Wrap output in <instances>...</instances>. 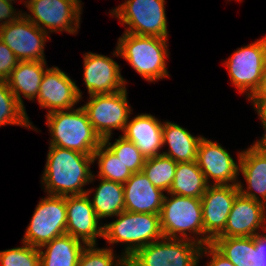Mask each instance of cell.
<instances>
[{
    "mask_svg": "<svg viewBox=\"0 0 266 266\" xmlns=\"http://www.w3.org/2000/svg\"><path fill=\"white\" fill-rule=\"evenodd\" d=\"M93 155L50 146L42 177L48 195L69 196L87 193L83 186L95 178L90 171Z\"/></svg>",
    "mask_w": 266,
    "mask_h": 266,
    "instance_id": "cell-1",
    "label": "cell"
},
{
    "mask_svg": "<svg viewBox=\"0 0 266 266\" xmlns=\"http://www.w3.org/2000/svg\"><path fill=\"white\" fill-rule=\"evenodd\" d=\"M47 126L52 139L50 146L62 147L93 155L103 140L94 130L82 107L47 113Z\"/></svg>",
    "mask_w": 266,
    "mask_h": 266,
    "instance_id": "cell-2",
    "label": "cell"
},
{
    "mask_svg": "<svg viewBox=\"0 0 266 266\" xmlns=\"http://www.w3.org/2000/svg\"><path fill=\"white\" fill-rule=\"evenodd\" d=\"M118 40L113 55L123 57L144 79L153 82L169 76L166 38L124 32Z\"/></svg>",
    "mask_w": 266,
    "mask_h": 266,
    "instance_id": "cell-3",
    "label": "cell"
},
{
    "mask_svg": "<svg viewBox=\"0 0 266 266\" xmlns=\"http://www.w3.org/2000/svg\"><path fill=\"white\" fill-rule=\"evenodd\" d=\"M118 219L103 226V238L109 244H128L122 257L130 258L141 247L164 238L159 214L123 211Z\"/></svg>",
    "mask_w": 266,
    "mask_h": 266,
    "instance_id": "cell-4",
    "label": "cell"
},
{
    "mask_svg": "<svg viewBox=\"0 0 266 266\" xmlns=\"http://www.w3.org/2000/svg\"><path fill=\"white\" fill-rule=\"evenodd\" d=\"M169 195H171V199L164 196L160 213L164 238L189 240L191 237H188L186 232L189 231L199 236L203 234L204 237L196 239L200 245L211 243L212 241L204 233L201 199Z\"/></svg>",
    "mask_w": 266,
    "mask_h": 266,
    "instance_id": "cell-5",
    "label": "cell"
},
{
    "mask_svg": "<svg viewBox=\"0 0 266 266\" xmlns=\"http://www.w3.org/2000/svg\"><path fill=\"white\" fill-rule=\"evenodd\" d=\"M232 83L252 100L260 91L266 68V36L236 50L225 62Z\"/></svg>",
    "mask_w": 266,
    "mask_h": 266,
    "instance_id": "cell-6",
    "label": "cell"
},
{
    "mask_svg": "<svg viewBox=\"0 0 266 266\" xmlns=\"http://www.w3.org/2000/svg\"><path fill=\"white\" fill-rule=\"evenodd\" d=\"M165 0H127L111 12L129 27L125 33L168 39Z\"/></svg>",
    "mask_w": 266,
    "mask_h": 266,
    "instance_id": "cell-7",
    "label": "cell"
},
{
    "mask_svg": "<svg viewBox=\"0 0 266 266\" xmlns=\"http://www.w3.org/2000/svg\"><path fill=\"white\" fill-rule=\"evenodd\" d=\"M192 240L162 238L141 247L130 259L136 266H197L202 245Z\"/></svg>",
    "mask_w": 266,
    "mask_h": 266,
    "instance_id": "cell-8",
    "label": "cell"
},
{
    "mask_svg": "<svg viewBox=\"0 0 266 266\" xmlns=\"http://www.w3.org/2000/svg\"><path fill=\"white\" fill-rule=\"evenodd\" d=\"M65 196L48 195L38 203L22 242L40 248L66 234Z\"/></svg>",
    "mask_w": 266,
    "mask_h": 266,
    "instance_id": "cell-9",
    "label": "cell"
},
{
    "mask_svg": "<svg viewBox=\"0 0 266 266\" xmlns=\"http://www.w3.org/2000/svg\"><path fill=\"white\" fill-rule=\"evenodd\" d=\"M89 98L82 108L102 140L111 137L113 129L124 132L131 113L126 88L115 93L90 95Z\"/></svg>",
    "mask_w": 266,
    "mask_h": 266,
    "instance_id": "cell-10",
    "label": "cell"
},
{
    "mask_svg": "<svg viewBox=\"0 0 266 266\" xmlns=\"http://www.w3.org/2000/svg\"><path fill=\"white\" fill-rule=\"evenodd\" d=\"M33 15H23L43 31H66L74 34L80 23V0H34L26 4ZM44 25V27L42 26Z\"/></svg>",
    "mask_w": 266,
    "mask_h": 266,
    "instance_id": "cell-11",
    "label": "cell"
},
{
    "mask_svg": "<svg viewBox=\"0 0 266 266\" xmlns=\"http://www.w3.org/2000/svg\"><path fill=\"white\" fill-rule=\"evenodd\" d=\"M48 33L37 27L24 15L0 27V40L19 61H45L44 44Z\"/></svg>",
    "mask_w": 266,
    "mask_h": 266,
    "instance_id": "cell-12",
    "label": "cell"
},
{
    "mask_svg": "<svg viewBox=\"0 0 266 266\" xmlns=\"http://www.w3.org/2000/svg\"><path fill=\"white\" fill-rule=\"evenodd\" d=\"M238 194V185H209L201 197L204 233L211 241L224 231Z\"/></svg>",
    "mask_w": 266,
    "mask_h": 266,
    "instance_id": "cell-13",
    "label": "cell"
},
{
    "mask_svg": "<svg viewBox=\"0 0 266 266\" xmlns=\"http://www.w3.org/2000/svg\"><path fill=\"white\" fill-rule=\"evenodd\" d=\"M89 193L65 196L67 224L66 234L82 241L84 245H96V238L103 237V226L94 212Z\"/></svg>",
    "mask_w": 266,
    "mask_h": 266,
    "instance_id": "cell-14",
    "label": "cell"
},
{
    "mask_svg": "<svg viewBox=\"0 0 266 266\" xmlns=\"http://www.w3.org/2000/svg\"><path fill=\"white\" fill-rule=\"evenodd\" d=\"M82 93L74 81L58 67L46 68L39 87L38 103L48 108V113L73 109L80 102Z\"/></svg>",
    "mask_w": 266,
    "mask_h": 266,
    "instance_id": "cell-15",
    "label": "cell"
},
{
    "mask_svg": "<svg viewBox=\"0 0 266 266\" xmlns=\"http://www.w3.org/2000/svg\"><path fill=\"white\" fill-rule=\"evenodd\" d=\"M196 162L206 181L213 179V185H238L236 181L239 165L219 143L202 138L198 145Z\"/></svg>",
    "mask_w": 266,
    "mask_h": 266,
    "instance_id": "cell-16",
    "label": "cell"
},
{
    "mask_svg": "<svg viewBox=\"0 0 266 266\" xmlns=\"http://www.w3.org/2000/svg\"><path fill=\"white\" fill-rule=\"evenodd\" d=\"M84 82L89 95L115 93L126 88L119 65L108 56L91 52L84 56Z\"/></svg>",
    "mask_w": 266,
    "mask_h": 266,
    "instance_id": "cell-17",
    "label": "cell"
},
{
    "mask_svg": "<svg viewBox=\"0 0 266 266\" xmlns=\"http://www.w3.org/2000/svg\"><path fill=\"white\" fill-rule=\"evenodd\" d=\"M265 205L262 202L242 196H236L224 231L218 237H251L258 234L257 229L263 227L266 232Z\"/></svg>",
    "mask_w": 266,
    "mask_h": 266,
    "instance_id": "cell-18",
    "label": "cell"
},
{
    "mask_svg": "<svg viewBox=\"0 0 266 266\" xmlns=\"http://www.w3.org/2000/svg\"><path fill=\"white\" fill-rule=\"evenodd\" d=\"M239 171L244 175L247 189L238 183L239 193L247 198L266 204V143L255 142L238 154ZM254 190L255 192H252ZM258 193V194H256ZM258 195V196H257ZM263 199V200H261Z\"/></svg>",
    "mask_w": 266,
    "mask_h": 266,
    "instance_id": "cell-19",
    "label": "cell"
},
{
    "mask_svg": "<svg viewBox=\"0 0 266 266\" xmlns=\"http://www.w3.org/2000/svg\"><path fill=\"white\" fill-rule=\"evenodd\" d=\"M123 188L125 211L160 215L164 191L156 188L142 171L133 173Z\"/></svg>",
    "mask_w": 266,
    "mask_h": 266,
    "instance_id": "cell-20",
    "label": "cell"
},
{
    "mask_svg": "<svg viewBox=\"0 0 266 266\" xmlns=\"http://www.w3.org/2000/svg\"><path fill=\"white\" fill-rule=\"evenodd\" d=\"M163 124L150 114H140L126 124L123 135L132 141L146 157L161 155L163 145Z\"/></svg>",
    "mask_w": 266,
    "mask_h": 266,
    "instance_id": "cell-21",
    "label": "cell"
},
{
    "mask_svg": "<svg viewBox=\"0 0 266 266\" xmlns=\"http://www.w3.org/2000/svg\"><path fill=\"white\" fill-rule=\"evenodd\" d=\"M46 61H19L6 80L18 102L24 107L21 93L29 100L37 98Z\"/></svg>",
    "mask_w": 266,
    "mask_h": 266,
    "instance_id": "cell-22",
    "label": "cell"
},
{
    "mask_svg": "<svg viewBox=\"0 0 266 266\" xmlns=\"http://www.w3.org/2000/svg\"><path fill=\"white\" fill-rule=\"evenodd\" d=\"M162 131L163 145L167 143L170 148L168 152H162L163 155L177 163L196 161L198 145L203 136L194 137L185 128L169 121L163 123Z\"/></svg>",
    "mask_w": 266,
    "mask_h": 266,
    "instance_id": "cell-23",
    "label": "cell"
},
{
    "mask_svg": "<svg viewBox=\"0 0 266 266\" xmlns=\"http://www.w3.org/2000/svg\"><path fill=\"white\" fill-rule=\"evenodd\" d=\"M85 246L68 234L56 237L39 248L40 266H76Z\"/></svg>",
    "mask_w": 266,
    "mask_h": 266,
    "instance_id": "cell-24",
    "label": "cell"
},
{
    "mask_svg": "<svg viewBox=\"0 0 266 266\" xmlns=\"http://www.w3.org/2000/svg\"><path fill=\"white\" fill-rule=\"evenodd\" d=\"M208 186L196 161L179 162L168 194L201 199Z\"/></svg>",
    "mask_w": 266,
    "mask_h": 266,
    "instance_id": "cell-25",
    "label": "cell"
},
{
    "mask_svg": "<svg viewBox=\"0 0 266 266\" xmlns=\"http://www.w3.org/2000/svg\"><path fill=\"white\" fill-rule=\"evenodd\" d=\"M211 244L235 266H258L255 236L216 237Z\"/></svg>",
    "mask_w": 266,
    "mask_h": 266,
    "instance_id": "cell-26",
    "label": "cell"
},
{
    "mask_svg": "<svg viewBox=\"0 0 266 266\" xmlns=\"http://www.w3.org/2000/svg\"><path fill=\"white\" fill-rule=\"evenodd\" d=\"M92 207L98 219L117 216L125 210L123 184L100 178Z\"/></svg>",
    "mask_w": 266,
    "mask_h": 266,
    "instance_id": "cell-27",
    "label": "cell"
},
{
    "mask_svg": "<svg viewBox=\"0 0 266 266\" xmlns=\"http://www.w3.org/2000/svg\"><path fill=\"white\" fill-rule=\"evenodd\" d=\"M177 168V162L163 154L146 158L142 172L158 189L169 192Z\"/></svg>",
    "mask_w": 266,
    "mask_h": 266,
    "instance_id": "cell-28",
    "label": "cell"
},
{
    "mask_svg": "<svg viewBox=\"0 0 266 266\" xmlns=\"http://www.w3.org/2000/svg\"><path fill=\"white\" fill-rule=\"evenodd\" d=\"M7 124L34 128L25 107L18 102L7 81H0V126Z\"/></svg>",
    "mask_w": 266,
    "mask_h": 266,
    "instance_id": "cell-29",
    "label": "cell"
},
{
    "mask_svg": "<svg viewBox=\"0 0 266 266\" xmlns=\"http://www.w3.org/2000/svg\"><path fill=\"white\" fill-rule=\"evenodd\" d=\"M93 159H98L99 178L124 184L133 174L104 143L93 153Z\"/></svg>",
    "mask_w": 266,
    "mask_h": 266,
    "instance_id": "cell-30",
    "label": "cell"
},
{
    "mask_svg": "<svg viewBox=\"0 0 266 266\" xmlns=\"http://www.w3.org/2000/svg\"><path fill=\"white\" fill-rule=\"evenodd\" d=\"M110 137L103 139V143L113 152V154L121 160L124 165L132 172H141L145 164L146 157L136 147V145L127 140L124 136L116 139V142L111 144Z\"/></svg>",
    "mask_w": 266,
    "mask_h": 266,
    "instance_id": "cell-31",
    "label": "cell"
},
{
    "mask_svg": "<svg viewBox=\"0 0 266 266\" xmlns=\"http://www.w3.org/2000/svg\"><path fill=\"white\" fill-rule=\"evenodd\" d=\"M23 247L0 251V263L2 266H40L39 248H35L25 242Z\"/></svg>",
    "mask_w": 266,
    "mask_h": 266,
    "instance_id": "cell-32",
    "label": "cell"
},
{
    "mask_svg": "<svg viewBox=\"0 0 266 266\" xmlns=\"http://www.w3.org/2000/svg\"><path fill=\"white\" fill-rule=\"evenodd\" d=\"M95 247L96 245H86L76 266H119L122 256L115 262L116 257L112 249Z\"/></svg>",
    "mask_w": 266,
    "mask_h": 266,
    "instance_id": "cell-33",
    "label": "cell"
},
{
    "mask_svg": "<svg viewBox=\"0 0 266 266\" xmlns=\"http://www.w3.org/2000/svg\"><path fill=\"white\" fill-rule=\"evenodd\" d=\"M19 60L11 49L0 40V81H6Z\"/></svg>",
    "mask_w": 266,
    "mask_h": 266,
    "instance_id": "cell-34",
    "label": "cell"
},
{
    "mask_svg": "<svg viewBox=\"0 0 266 266\" xmlns=\"http://www.w3.org/2000/svg\"><path fill=\"white\" fill-rule=\"evenodd\" d=\"M203 253L211 256V260L207 266H235L224 255H222L211 243L202 246L200 256Z\"/></svg>",
    "mask_w": 266,
    "mask_h": 266,
    "instance_id": "cell-35",
    "label": "cell"
},
{
    "mask_svg": "<svg viewBox=\"0 0 266 266\" xmlns=\"http://www.w3.org/2000/svg\"><path fill=\"white\" fill-rule=\"evenodd\" d=\"M15 11L12 4L9 2H6L5 0H0V27L12 23L19 19L23 14L17 12L15 14ZM5 20V21H3Z\"/></svg>",
    "mask_w": 266,
    "mask_h": 266,
    "instance_id": "cell-36",
    "label": "cell"
},
{
    "mask_svg": "<svg viewBox=\"0 0 266 266\" xmlns=\"http://www.w3.org/2000/svg\"><path fill=\"white\" fill-rule=\"evenodd\" d=\"M251 101L254 105V109H256L258 115L260 116L265 130L264 136L259 140V142L266 143V97H254Z\"/></svg>",
    "mask_w": 266,
    "mask_h": 266,
    "instance_id": "cell-37",
    "label": "cell"
},
{
    "mask_svg": "<svg viewBox=\"0 0 266 266\" xmlns=\"http://www.w3.org/2000/svg\"><path fill=\"white\" fill-rule=\"evenodd\" d=\"M255 249L258 252V266H266V235H255Z\"/></svg>",
    "mask_w": 266,
    "mask_h": 266,
    "instance_id": "cell-38",
    "label": "cell"
},
{
    "mask_svg": "<svg viewBox=\"0 0 266 266\" xmlns=\"http://www.w3.org/2000/svg\"><path fill=\"white\" fill-rule=\"evenodd\" d=\"M255 97H266V68L264 71L263 84L259 93Z\"/></svg>",
    "mask_w": 266,
    "mask_h": 266,
    "instance_id": "cell-39",
    "label": "cell"
},
{
    "mask_svg": "<svg viewBox=\"0 0 266 266\" xmlns=\"http://www.w3.org/2000/svg\"><path fill=\"white\" fill-rule=\"evenodd\" d=\"M119 266H136L135 263L128 257H123L119 261Z\"/></svg>",
    "mask_w": 266,
    "mask_h": 266,
    "instance_id": "cell-40",
    "label": "cell"
},
{
    "mask_svg": "<svg viewBox=\"0 0 266 266\" xmlns=\"http://www.w3.org/2000/svg\"><path fill=\"white\" fill-rule=\"evenodd\" d=\"M32 1H34V0L25 1V5H26V3L28 4V3H31Z\"/></svg>",
    "mask_w": 266,
    "mask_h": 266,
    "instance_id": "cell-41",
    "label": "cell"
},
{
    "mask_svg": "<svg viewBox=\"0 0 266 266\" xmlns=\"http://www.w3.org/2000/svg\"><path fill=\"white\" fill-rule=\"evenodd\" d=\"M5 1L12 4V1H15V0H5Z\"/></svg>",
    "mask_w": 266,
    "mask_h": 266,
    "instance_id": "cell-42",
    "label": "cell"
}]
</instances>
